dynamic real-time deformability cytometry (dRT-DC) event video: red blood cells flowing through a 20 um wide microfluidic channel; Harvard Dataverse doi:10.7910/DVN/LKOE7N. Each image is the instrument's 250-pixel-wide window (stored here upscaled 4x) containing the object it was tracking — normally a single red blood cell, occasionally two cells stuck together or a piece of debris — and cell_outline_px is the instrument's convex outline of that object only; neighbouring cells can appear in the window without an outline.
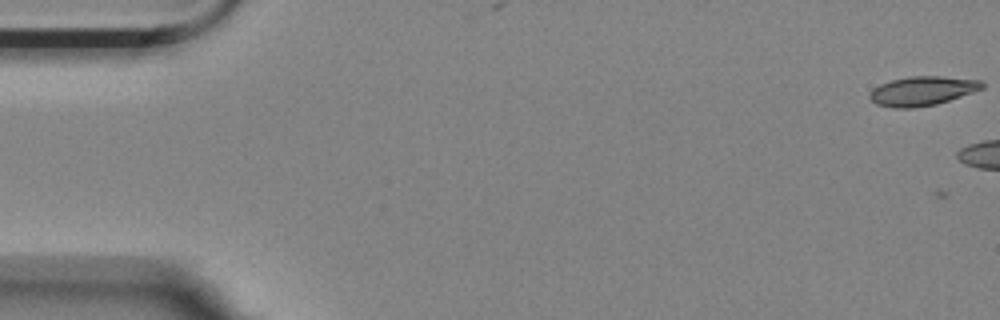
{"species": "Egyptian fruit bat (a non-hibernating species)", "species_latin": "Rousettus aegyptiacus", "temperature_condition": "room temperature", "stored_images_in_passage": 3, "camera_frame_rate_fps": 3000, "um_per_image_px": 0.085, "animal": {"sex": "female"}, "frame": {"image": 1, "passage_image": 1, "time_ms": 0.0, "image_size_px": [1000, 320], "cell_outline_px": [[984, 88], [936, 104], [912, 108], [896, 108], [876, 104], [868, 96], [872, 88], [880, 84], [892, 80], [908, 76], [940, 76], [980, 80], [984, 84]], "centroid_in_image_um": [78.37, 7.72], "position_along_channel_um": 6.6, "area_um2": 19.02}}